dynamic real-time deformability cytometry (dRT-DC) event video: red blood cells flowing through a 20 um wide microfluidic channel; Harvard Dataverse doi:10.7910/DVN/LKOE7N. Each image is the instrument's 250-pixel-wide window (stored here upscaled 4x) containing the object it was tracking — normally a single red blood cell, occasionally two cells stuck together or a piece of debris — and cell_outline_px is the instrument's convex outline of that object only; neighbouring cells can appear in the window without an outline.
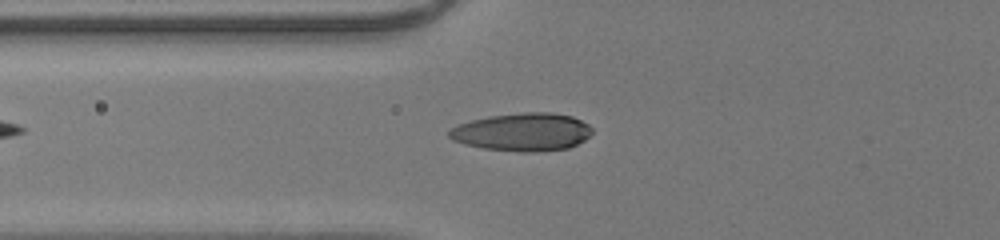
{"species": "human", "species_latin": "Homo sapiens", "temperature_condition": "room temperature", "stored_images_in_passage": 36, "camera_frame_rate_fps": 3000, "um_per_image_px": 0.085, "donor": {"sex": "male"}, "frame": {"image": 1, "passage_image": 7, "time_ms": 2.0, "image_size_px": [1000, 240], "cell_outline_px": [[592, 132], [584, 140], [568, 148], [536, 152], [520, 152], [484, 148], [464, 144], [452, 140], [448, 136], [448, 132], [452, 128], [460, 124], [472, 120], [488, 116], [524, 112], [548, 112], [572, 116], [588, 124], [592, 128]], "centroid_in_image_um": [44.41, 11.22], "position_along_channel_um": 81.4, "area_um2": 31.56}}
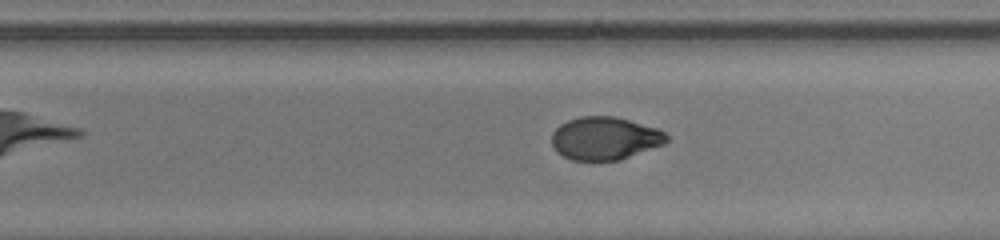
{"frame": {"image": 2, "passage_image": 21, "time_ms": 6.667, "image_size_px": [1000, 240], "cell_outline_px": [[668, 140], [664, 144], [620, 160], [572, 160], [556, 152], [552, 144], [552, 132], [560, 124], [568, 120], [580, 116], [616, 116], [660, 128], [668, 136]], "centroid_in_image_um": [51.43, 11.74], "position_along_channel_um": 278.4, "area_um2": 28.96}}
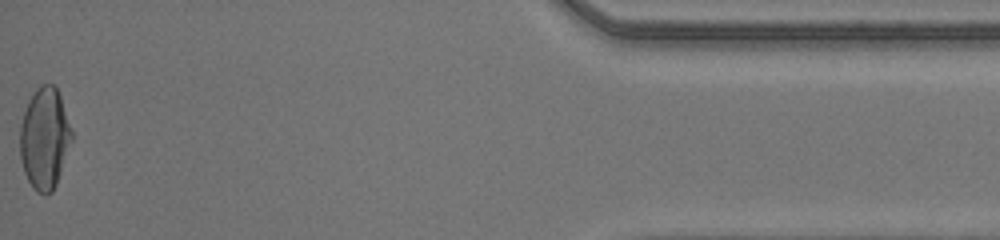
{"frame": {"image": 3, "passage_image": 36, "time_ms": 11.667, "image_size_px": [1000, 240], "cell_outline_px": [[72, 140], [56, 184], [52, 192], [44, 196], [36, 192], [32, 188], [24, 172], [20, 160], [20, 124], [28, 100], [36, 88], [40, 84], [52, 84], [56, 88], [60, 96], [72, 132]], "centroid_in_image_um": [3.77, 11.79], "position_along_channel_um": 431.4, "area_um2": 30.58}, "authors_computed_cell_mechanics": {"area_um2": 29.8826, "velocity_mm_per_s": 4.2843, "shape_relaxation_time_tau1_ms": 5.6889, "shape_relaxation_time_tau2_ms": 1.8343, "deformation_change_tau1": 0.2156, "deformation_change_tau2": 0.0275}}